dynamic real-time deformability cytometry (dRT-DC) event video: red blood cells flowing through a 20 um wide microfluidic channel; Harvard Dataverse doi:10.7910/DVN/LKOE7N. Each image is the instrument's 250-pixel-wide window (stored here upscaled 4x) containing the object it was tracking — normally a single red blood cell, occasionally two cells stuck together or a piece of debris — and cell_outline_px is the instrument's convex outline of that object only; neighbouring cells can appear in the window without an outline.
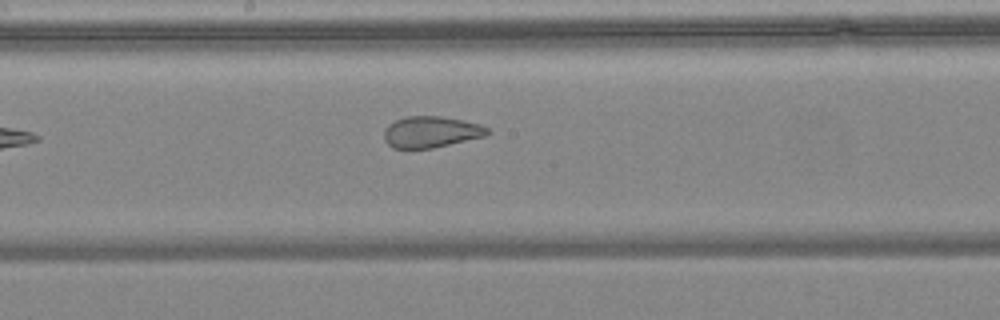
{"species": "common noctule bat (a hibernating species)", "species_latin": "Nyctalus noctula", "temperature_condition": "warm", "stored_images_in_passage": 7, "camera_frame_rate_fps": 3000, "um_per_image_px": 0.085, "animal": {"sex": "female", "body_mass_g": 24.6, "forearm_length_mm": 56.2}, "frame": {"image": 1, "passage_image": 7, "time_ms": 2.0, "image_size_px": [1000, 320], "cell_outline_px": [[492, 132], [484, 136], [432, 148], [392, 148], [384, 140], [384, 128], [388, 124], [396, 120], [408, 116], [440, 116], [464, 120], [480, 124], [488, 128]], "centroid_in_image_um": [36.63, 11.21], "position_along_channel_um": 211.6, "area_um2": 18.84}}